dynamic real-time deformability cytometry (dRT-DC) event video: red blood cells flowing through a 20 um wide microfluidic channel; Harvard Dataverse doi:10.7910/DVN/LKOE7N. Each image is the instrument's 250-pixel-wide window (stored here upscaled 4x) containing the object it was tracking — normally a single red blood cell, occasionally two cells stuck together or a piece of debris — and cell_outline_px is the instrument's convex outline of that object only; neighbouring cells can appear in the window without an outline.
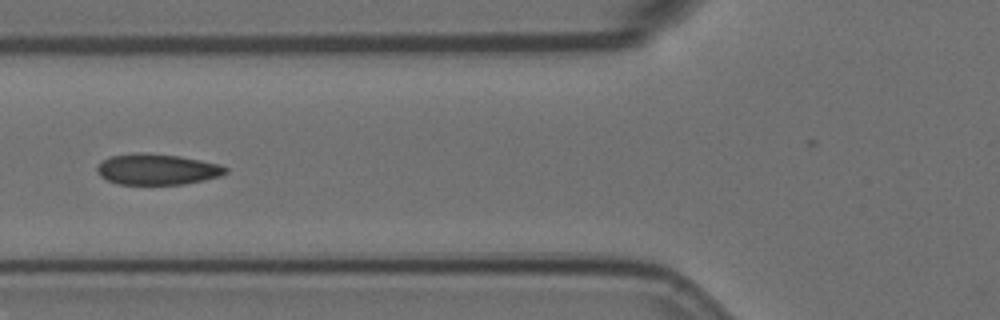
{"species": "Egyptian fruit bat (a non-hibernating species)", "species_latin": "Rousettus aegyptiacus", "temperature_condition": "room temperature", "stored_images_in_passage": 5, "camera_frame_rate_fps": 3000, "um_per_image_px": 0.085, "animal": {"sex": "female"}, "frame": {"image": 1, "passage_image": 5, "time_ms": 1.333, "image_size_px": [1000, 320], "cell_outline_px": [[228, 172], [220, 176], [204, 180], [184, 184], [116, 184], [100, 176], [96, 172], [96, 168], [100, 160], [112, 156], [140, 152], [144, 152], [180, 156], [220, 164], [228, 168]], "centroid_in_image_um": [13.34, 14.39], "position_along_channel_um": 112.5, "area_um2": 23.29}}